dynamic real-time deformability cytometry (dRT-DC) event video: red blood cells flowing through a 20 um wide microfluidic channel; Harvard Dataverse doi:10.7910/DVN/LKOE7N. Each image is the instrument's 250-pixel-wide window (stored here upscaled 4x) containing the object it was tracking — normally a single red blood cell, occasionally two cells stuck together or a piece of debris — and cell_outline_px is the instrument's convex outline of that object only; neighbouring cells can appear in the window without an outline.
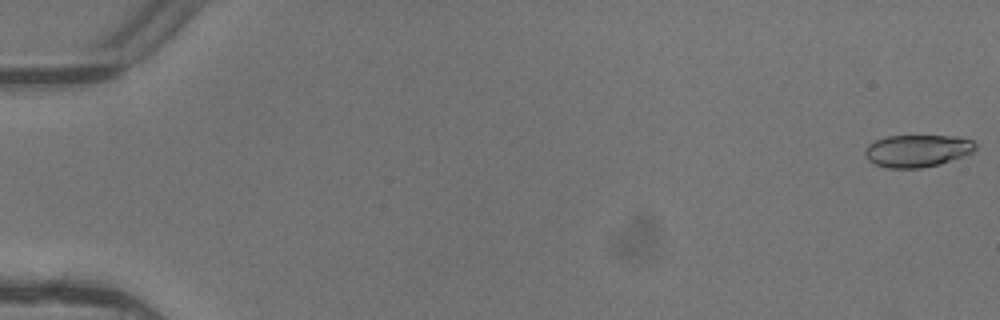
{"species": "common noctule bat (a hibernating species)", "species_latin": "Nyctalus noctula", "temperature_condition": "warm", "stored_images_in_passage": 5, "camera_frame_rate_fps": 3000, "um_per_image_px": 0.085, "animal": {"sex": "female"}, "frame": {"image": 1, "passage_image": 1, "time_ms": 0.0, "image_size_px": [1000, 320], "cell_outline_px": [[976, 148], [972, 152], [964, 156], [940, 164], [920, 168], [888, 168], [876, 164], [868, 160], [864, 156], [864, 152], [868, 144], [876, 140], [888, 136], [952, 136], [972, 140], [976, 144]], "centroid_in_image_um": [77.96, 12.82], "position_along_channel_um": 7.0, "area_um2": 20.75}}
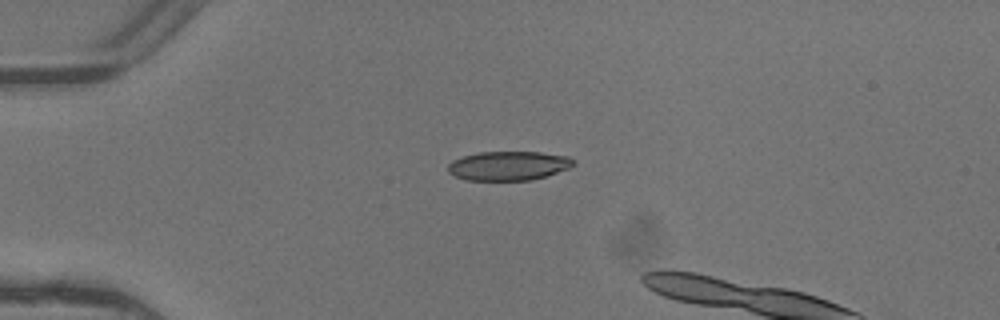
{"frame": {"image": 2, "passage_image": 4, "time_ms": 1.0, "image_size_px": [1000, 320], "cell_outline_px": [[576, 164], [568, 168], [548, 176], [532, 180], [464, 180], [448, 172], [448, 164], [452, 160], [464, 156], [480, 152], [540, 152], [568, 156], [576, 160]], "centroid_in_image_um": [43.25, 14.09], "position_along_channel_um": 41.7, "area_um2": 21.44}}